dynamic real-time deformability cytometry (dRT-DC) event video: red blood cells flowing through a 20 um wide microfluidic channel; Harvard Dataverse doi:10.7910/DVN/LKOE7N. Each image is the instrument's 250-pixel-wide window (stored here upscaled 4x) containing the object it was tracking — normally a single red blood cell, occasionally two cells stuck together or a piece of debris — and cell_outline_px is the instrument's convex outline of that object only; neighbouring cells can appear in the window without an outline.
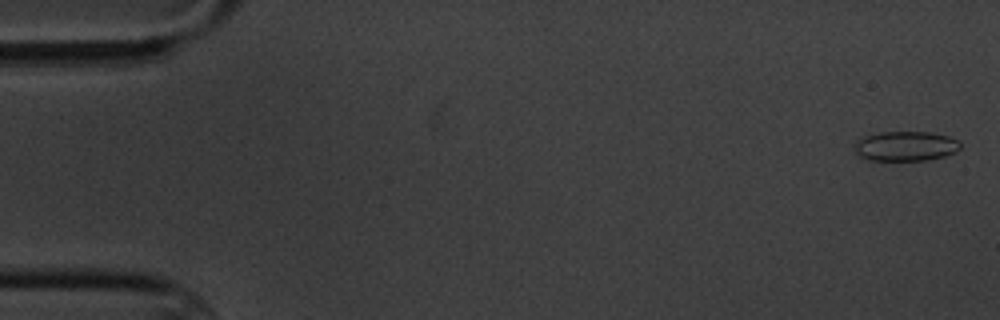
{"species": "common noctule bat (a hibernating species)", "species_latin": "Nyctalus noctula", "temperature_condition": "cold", "stored_images_in_passage": 2, "camera_frame_rate_fps": 3000, "um_per_image_px": 0.085, "animal": {"sex": "male", "body_mass_g": 20.1, "forearm_length_mm": 53.5}, "frame": {"image": 1, "passage_image": 1, "time_ms": 0.0, "image_size_px": [1000, 320], "cell_outline_px": [[960, 148], [956, 152], [944, 156], [928, 160], [868, 160], [856, 156], [852, 144], [856, 140], [864, 136], [880, 132], [928, 132], [948, 136], [960, 140]], "centroid_in_image_um": [76.93, 12.42], "position_along_channel_um": 8.1, "area_um2": 18.67}}